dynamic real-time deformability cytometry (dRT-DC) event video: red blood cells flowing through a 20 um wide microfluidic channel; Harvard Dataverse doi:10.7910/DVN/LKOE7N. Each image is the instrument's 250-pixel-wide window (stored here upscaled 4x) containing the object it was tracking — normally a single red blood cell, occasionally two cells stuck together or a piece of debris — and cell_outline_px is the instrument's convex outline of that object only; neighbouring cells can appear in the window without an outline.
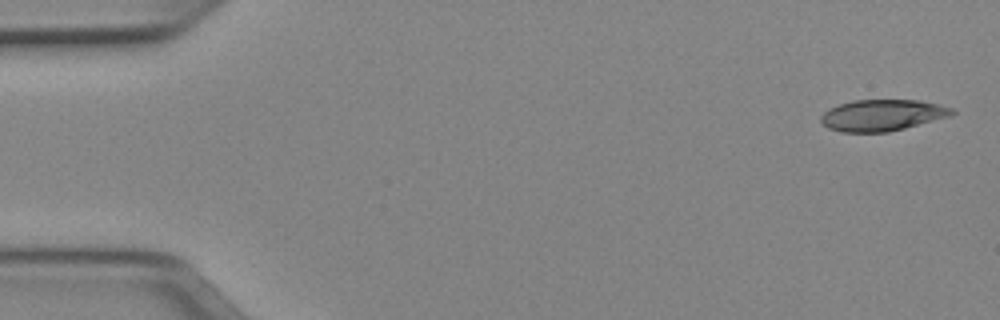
{"species": "Egyptian fruit bat (a non-hibernating species)", "species_latin": "Rousettus aegyptiacus", "temperature_condition": "cold", "stored_images_in_passage": 50, "camera_frame_rate_fps": 3000, "um_per_image_px": 0.085, "animal": {"sex": "female"}, "frame": {"image": 1, "passage_image": 1, "time_ms": 0.0, "image_size_px": [1000, 320], "cell_outline_px": [[956, 112], [952, 116], [888, 132], [840, 132], [828, 128], [820, 120], [820, 116], [828, 108], [852, 100], [920, 100], [940, 104], [952, 108]], "centroid_in_image_um": [75.01, 9.79], "position_along_channel_um": 10.0, "area_um2": 24.1}}
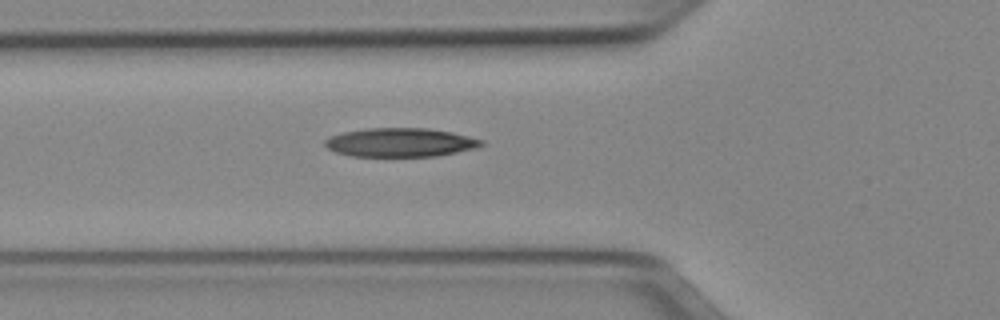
{"frame": {"image": 2, "passage_image": 17, "time_ms": 5.333, "image_size_px": [1000, 320], "cell_outline_px": [[484, 144], [476, 148], [436, 156], [348, 156], [336, 152], [328, 148], [324, 144], [324, 140], [332, 136], [344, 132], [364, 128], [428, 128], [452, 132], [484, 140]], "centroid_in_image_um": [34.03, 12.1], "position_along_channel_um": 91.8, "area_um2": 26.24}}
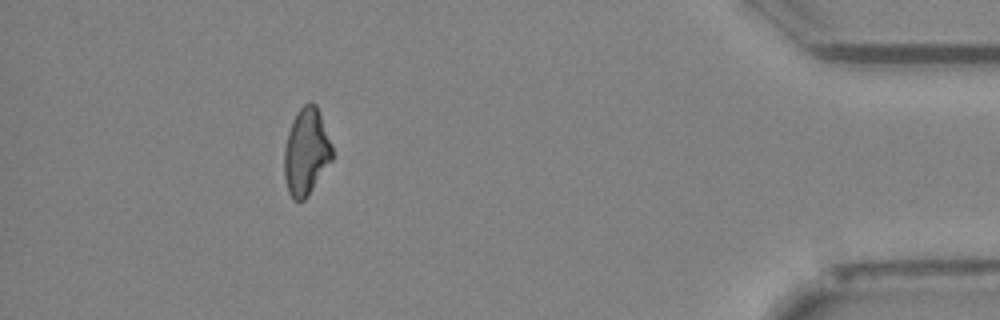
{"frame": {"image": 3, "passage_image": 45, "time_ms": 14.667, "image_size_px": [1000, 320], "cell_outline_px": [[332, 160], [308, 196], [304, 200], [292, 200], [288, 192], [284, 176], [284, 148], [288, 132], [292, 120], [296, 112], [308, 100], [316, 104], [332, 144]], "centroid_in_image_um": [26.02, 12.9], "position_along_channel_um": 409.2, "area_um2": 24.45}, "authors_computed_cell_mechanics": {"area_um2": 25.0274, "velocity_mm_per_s": 3.9739, "shape_relaxation_time_tau1_ms": null, "shape_relaxation_time_tau2_ms": 7.9146, "deformation_change_tau1": null, "deformation_change_tau2": 0.2073}}